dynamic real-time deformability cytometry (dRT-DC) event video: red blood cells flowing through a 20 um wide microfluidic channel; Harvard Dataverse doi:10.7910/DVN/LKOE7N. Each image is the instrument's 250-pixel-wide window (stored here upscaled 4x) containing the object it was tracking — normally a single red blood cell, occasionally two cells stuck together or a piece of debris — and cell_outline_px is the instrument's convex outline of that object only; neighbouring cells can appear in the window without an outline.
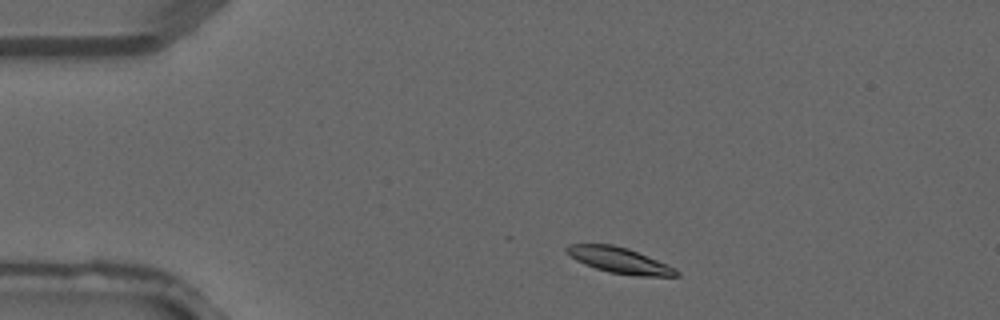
{"species": "common noctule bat (a hibernating species)", "species_latin": "Nyctalus noctula", "temperature_condition": "warm", "stored_images_in_passage": 4, "camera_frame_rate_fps": 3000, "um_per_image_px": 0.085, "animal": {"sex": "male", "forearm_length_mm": 52.5}, "frame": {"image": 1, "passage_image": 4, "time_ms": 1.0, "image_size_px": [1000, 320], "cell_outline_px": [[680, 276], [636, 276], [608, 272], [584, 264], [576, 260], [564, 248], [568, 244], [612, 244], [628, 248], [676, 268], [680, 272]], "centroid_in_image_um": [52.68, 22.13], "position_along_channel_um": 32.3, "area_um2": 16.42}}